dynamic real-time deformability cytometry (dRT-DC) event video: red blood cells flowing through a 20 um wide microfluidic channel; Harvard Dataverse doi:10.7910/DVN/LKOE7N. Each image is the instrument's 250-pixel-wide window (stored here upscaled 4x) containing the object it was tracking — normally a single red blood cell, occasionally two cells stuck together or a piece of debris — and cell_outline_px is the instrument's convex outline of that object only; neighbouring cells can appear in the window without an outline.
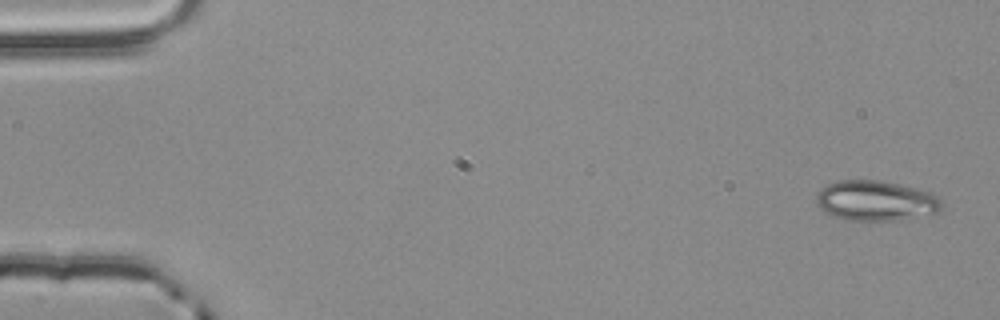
{"species": "common noctule bat (a hibernating species)", "species_latin": "Nyctalus noctula", "temperature_condition": "room temperature", "stored_images_in_passage": 4, "camera_frame_rate_fps": 3000, "um_per_image_px": 0.085, "animal": {"sex": "male", "body_mass_g": 20.4}, "frame": {"image": 1, "passage_image": 1, "time_ms": 0.0, "image_size_px": [1000, 320], "cell_outline_px": [[944, 208], [940, 212], [900, 220], [844, 220], [832, 216], [824, 212], [816, 204], [816, 196], [820, 188], [836, 180], [880, 180], [900, 184], [928, 192], [936, 196], [944, 204]], "centroid_in_image_um": [74.42, 17.06], "position_along_channel_um": 10.6, "area_um2": 29.65}}